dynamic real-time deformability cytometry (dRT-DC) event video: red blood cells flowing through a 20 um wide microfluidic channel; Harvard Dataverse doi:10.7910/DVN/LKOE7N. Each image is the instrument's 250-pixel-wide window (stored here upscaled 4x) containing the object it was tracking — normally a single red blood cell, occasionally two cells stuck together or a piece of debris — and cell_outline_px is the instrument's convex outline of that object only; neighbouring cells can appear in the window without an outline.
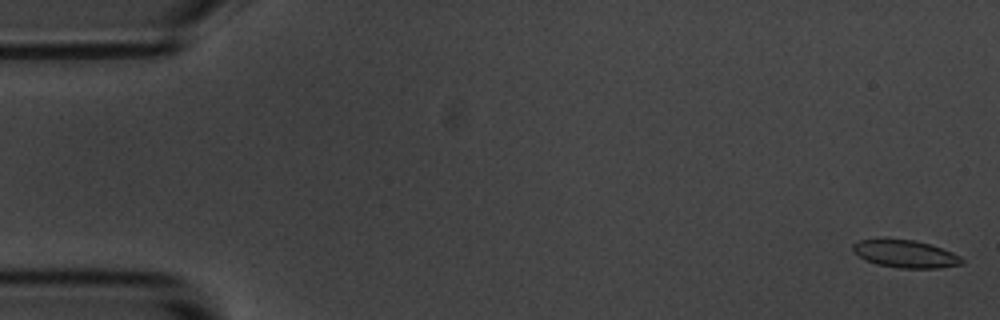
{"species": "common noctule bat (a hibernating species)", "species_latin": "Nyctalus noctula", "temperature_condition": "room temperature", "stored_images_in_passage": 6, "segment_of_instrument_passage": [1, 2], "camera_frame_rate_fps": 3000, "um_per_image_px": 0.085, "animal": {"sex": "male", "body_mass_g": 20.1, "forearm_length_mm": 53.5}, "frame": {"image": 1, "passage_image": 1, "time_ms": 0.0, "image_size_px": [1000, 320], "cell_outline_px": [[964, 264], [940, 268], [900, 268], [876, 264], [864, 260], [852, 248], [852, 244], [860, 240], [876, 236], [884, 236], [912, 240], [928, 244], [952, 252], [960, 256], [964, 260]], "centroid_in_image_um": [76.9, 21.54], "position_along_channel_um": 8.1, "area_um2": 18.03}}
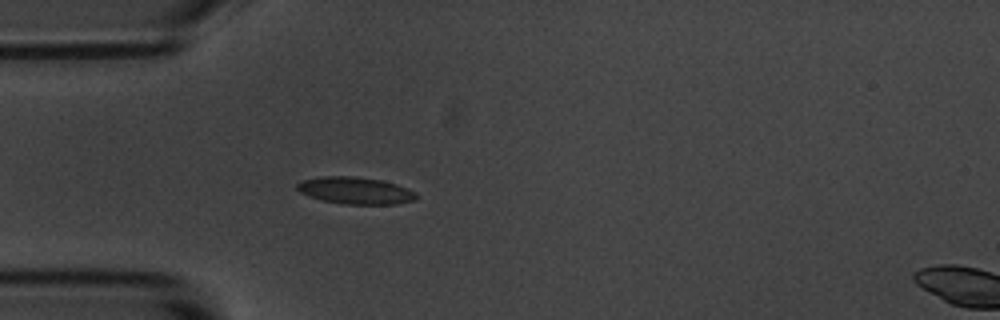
{"frame": {"image": 2, "passage_image": 5, "time_ms": 5.0, "image_size_px": [1000, 320], "cell_outline_px": [[416, 196], [412, 200], [396, 204], [344, 204], [320, 200], [300, 192], [296, 188], [296, 184], [300, 180], [320, 176], [352, 176], [380, 180], [396, 184], [408, 188], [416, 192]], "centroid_in_image_um": [30.15, 16.19], "position_along_channel_um": 54.8, "area_um2": 18.73}}